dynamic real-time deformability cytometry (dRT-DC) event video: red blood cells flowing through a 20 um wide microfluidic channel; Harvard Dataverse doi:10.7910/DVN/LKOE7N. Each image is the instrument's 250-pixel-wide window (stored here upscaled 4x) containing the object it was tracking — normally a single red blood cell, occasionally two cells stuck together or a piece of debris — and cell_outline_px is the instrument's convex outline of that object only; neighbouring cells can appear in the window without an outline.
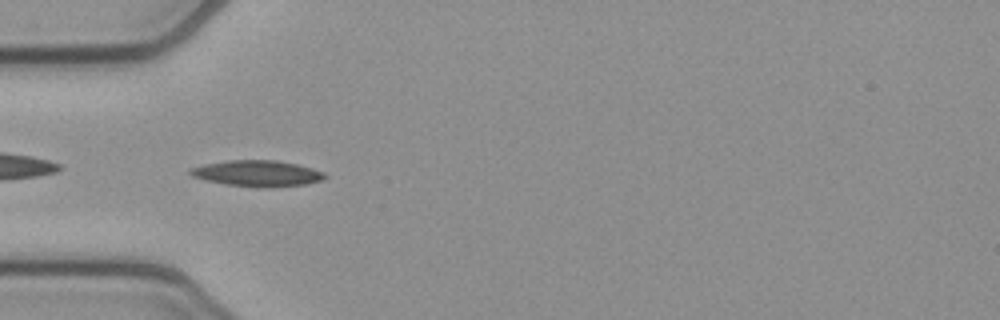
{"species": "common noctule bat (a hibernating species)", "species_latin": "Nyctalus noctula", "temperature_condition": "cold", "stored_images_in_passage": 39, "camera_frame_rate_fps": 3000, "um_per_image_px": 0.085, "animal": {"sex": "female", "body_mass_g": 21.9}, "frame": {"image": 1, "passage_image": 2, "time_ms": 0.333, "image_size_px": [1000, 320], "cell_outline_px": [[328, 176], [320, 180], [304, 184], [224, 184], [192, 176], [188, 172], [188, 168], [204, 164], [228, 160], [276, 160], [296, 164], [312, 168], [324, 172]], "centroid_in_image_um": [21.81, 14.67], "position_along_channel_um": 63.2, "area_um2": 19.19}}
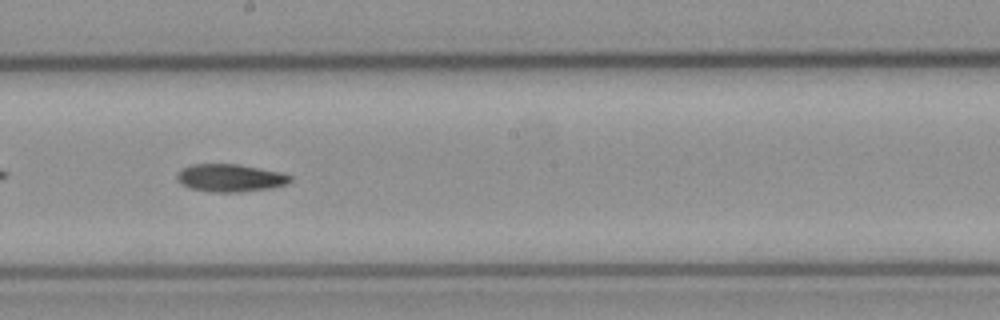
{"frame": {"image": 2, "passage_image": 15, "time_ms": 4.667, "image_size_px": [1000, 320], "cell_outline_px": [[292, 180], [284, 184], [272, 188], [240, 192], [212, 192], [192, 188], [180, 184], [176, 180], [176, 172], [180, 168], [192, 164], [240, 164], [280, 172], [292, 176]], "centroid_in_image_um": [19.52, 15.11], "position_along_channel_um": 228.7, "area_um2": 18.44}}
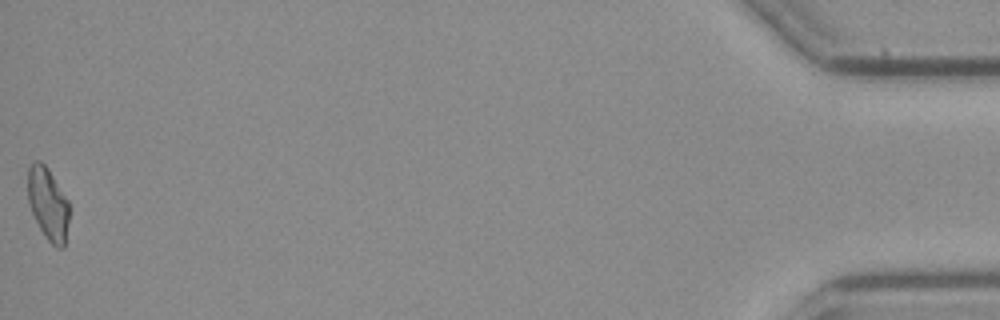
{"frame": {"image": 3, "passage_image": 39, "time_ms": 12.667, "image_size_px": [1000, 320], "cell_outline_px": [[68, 220], [64, 248], [56, 248], [44, 236], [28, 204], [28, 168], [36, 160], [40, 160], [48, 168], [68, 200]], "centroid_in_image_um": [4.07, 17.32], "position_along_channel_um": 431.1, "area_um2": 17.34}, "authors_computed_cell_mechanics": {"area_um2": 17.9758, "velocity_mm_per_s": 3.8209, "shape_relaxation_time_tau1_ms": 4.9556, "shape_relaxation_time_tau2_ms": null, "deformation_change_tau1": 0.1352, "deformation_change_tau2": null}}